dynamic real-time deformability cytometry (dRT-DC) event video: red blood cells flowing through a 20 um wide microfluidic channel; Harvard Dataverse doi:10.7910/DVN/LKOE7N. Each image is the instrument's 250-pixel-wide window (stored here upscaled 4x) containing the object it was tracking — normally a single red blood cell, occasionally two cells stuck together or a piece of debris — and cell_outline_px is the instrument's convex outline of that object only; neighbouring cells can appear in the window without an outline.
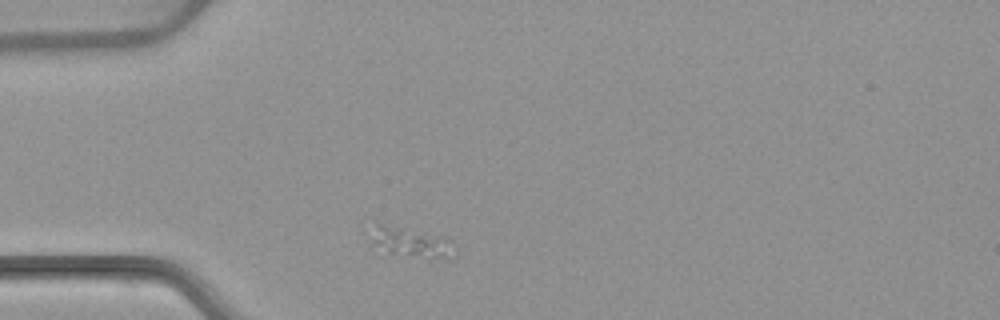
{"species": "common noctule bat (a hibernating species)", "species_latin": "Nyctalus noctula", "temperature_condition": "warm", "stored_images_in_passage": 3, "camera_frame_rate_fps": 3000, "um_per_image_px": 0.085, "animal": {"sex": "female", "body_mass_g": 22.7, "forearm_length_mm": 54.2}, "frame": {"image": 1, "passage_image": 1, "time_ms": 0.0, "image_size_px": [1000, 320], "cell_outline_px": [[456, 248], [452, 260], [380, 256], [372, 244], [372, 240], [376, 224], [384, 224], [444, 236]], "centroid_in_image_um": [34.93, 20.71], "position_along_channel_um": 50.1, "area_um2": 15.66}}